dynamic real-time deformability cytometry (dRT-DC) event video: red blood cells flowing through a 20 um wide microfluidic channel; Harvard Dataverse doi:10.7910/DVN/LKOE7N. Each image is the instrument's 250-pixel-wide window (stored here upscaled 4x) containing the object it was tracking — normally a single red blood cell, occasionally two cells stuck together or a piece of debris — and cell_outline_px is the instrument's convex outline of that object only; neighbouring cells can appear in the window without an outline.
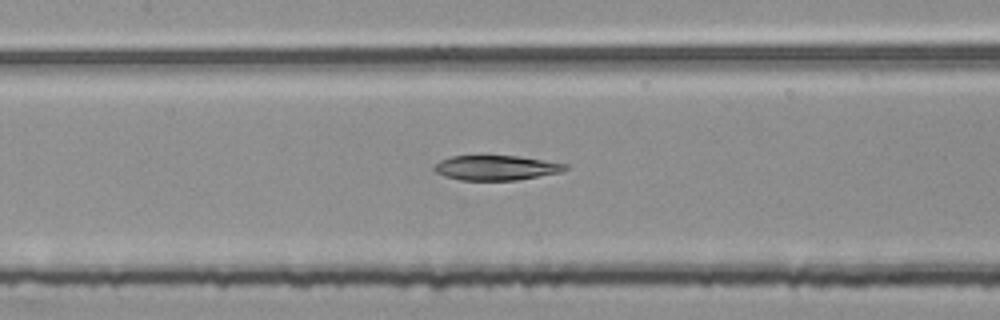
{"species": "common noctule bat (a hibernating species)", "species_latin": "Nyctalus noctula", "temperature_condition": "room temperature", "stored_images_in_passage": 54, "segment_of_instrument_passage": [2, 2], "camera_frame_rate_fps": 3000, "um_per_image_px": 0.085, "animal": {"sex": "female", "body_mass_g": 25.1}, "frame": {"image": 1, "passage_image": 25, "time_ms": 8.0, "image_size_px": [1000, 320], "cell_outline_px": [[568, 168], [560, 172], [516, 180], [460, 180], [444, 176], [436, 172], [432, 168], [440, 160], [452, 156], [516, 156], [568, 164]], "centroid_in_image_um": [42.14, 14.26], "position_along_channel_um": 165.3, "area_um2": 18.73}}
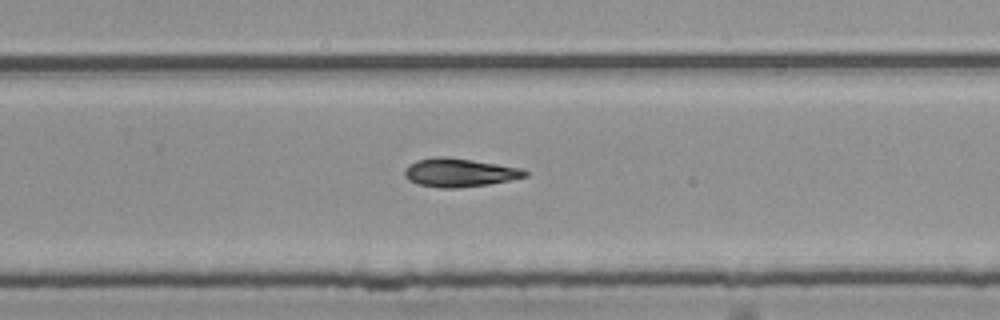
{"frame": {"image": 2, "passage_image": 35, "time_ms": 11.333, "image_size_px": [1000, 320], "cell_outline_px": [[528, 176], [488, 184], [456, 188], [440, 188], [416, 184], [408, 180], [404, 176], [404, 168], [408, 164], [416, 160], [436, 156], [444, 156], [472, 160], [524, 168], [528, 172]], "centroid_in_image_um": [39.01, 14.66], "position_along_channel_um": 290.8, "area_um2": 20.17}}
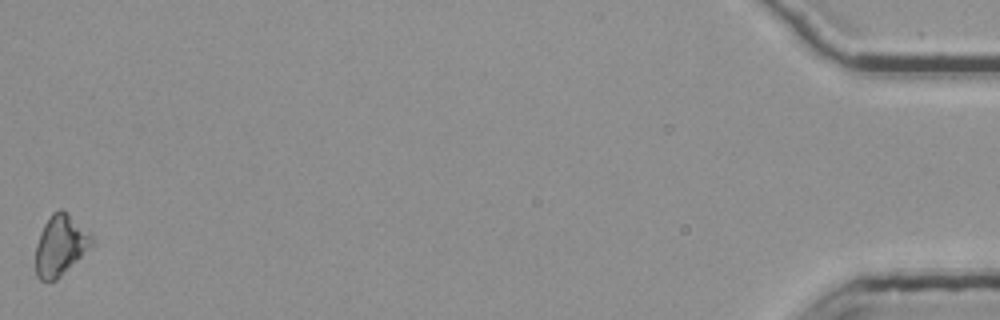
{"frame": {"image": 3, "passage_image": 54, "time_ms": 17.667, "image_size_px": [1000, 320], "cell_outline_px": [[96, 244], [56, 280], [40, 280], [36, 276], [36, 244], [40, 232], [44, 224], [52, 212], [60, 208], [88, 232], [96, 240]], "centroid_in_image_um": [5.15, 20.87], "position_along_channel_um": 430.1, "area_um2": 19.77}}